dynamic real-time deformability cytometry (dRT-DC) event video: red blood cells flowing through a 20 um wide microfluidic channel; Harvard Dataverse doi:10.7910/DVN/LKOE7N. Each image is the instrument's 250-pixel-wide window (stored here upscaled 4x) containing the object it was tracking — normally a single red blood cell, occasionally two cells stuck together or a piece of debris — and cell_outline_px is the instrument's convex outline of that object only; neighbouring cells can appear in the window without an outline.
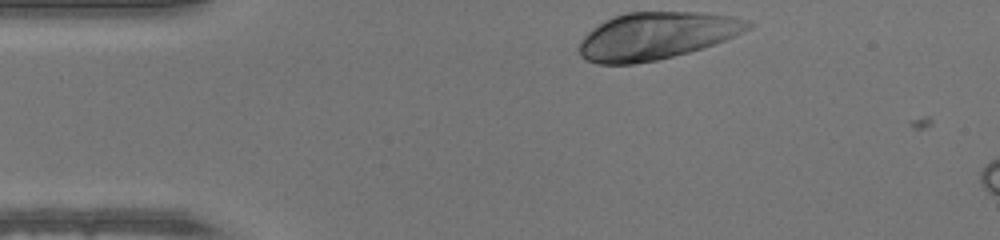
{"species": "human", "species_latin": "Homo sapiens", "temperature_condition": "warm", "stored_images_in_passage": 7, "camera_frame_rate_fps": 3000, "um_per_image_px": 0.085, "donor": {"sex": "male"}, "frame": {"image": 1, "passage_image": 1, "time_ms": 0.0, "image_size_px": [1000, 240], "cell_outline_px": [[752, 28], [724, 40], [688, 52], [656, 60], [632, 64], [596, 64], [580, 56], [580, 40], [592, 28], [604, 20], [628, 12], [704, 12], [732, 16], [752, 20]], "centroid_in_image_um": [55.8, 3.03], "position_along_channel_um": 29.2, "area_um2": 46.3}}